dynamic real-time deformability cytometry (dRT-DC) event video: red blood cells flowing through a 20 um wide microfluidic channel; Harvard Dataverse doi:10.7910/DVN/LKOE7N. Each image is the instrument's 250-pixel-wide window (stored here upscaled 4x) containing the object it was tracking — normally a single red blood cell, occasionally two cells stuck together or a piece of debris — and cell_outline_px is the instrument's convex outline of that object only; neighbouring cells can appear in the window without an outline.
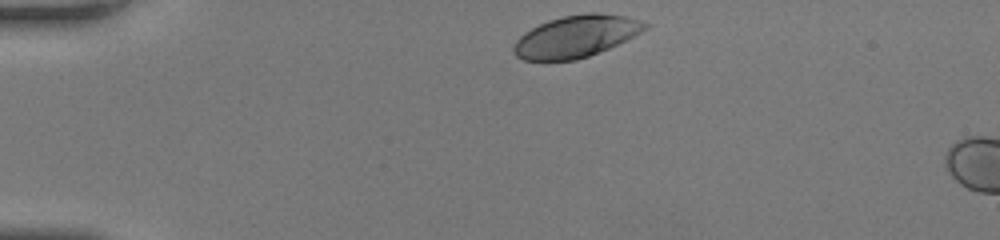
{"species": "human", "species_latin": "Homo sapiens", "temperature_condition": "room temperature", "stored_images_in_passage": 5, "camera_frame_rate_fps": 3000, "um_per_image_px": 0.085, "donor": {"sex": "female"}, "frame": {"image": 1, "passage_image": 1, "time_ms": 0.0, "image_size_px": [1000, 240], "cell_outline_px": [[652, 24], [648, 28], [608, 48], [588, 56], [576, 60], [524, 60], [516, 56], [512, 52], [512, 48], [516, 40], [524, 32], [548, 20], [564, 16], [588, 12], [596, 12], [624, 16], [640, 20]], "centroid_in_image_um": [48.94, 3.08], "position_along_channel_um": 36.1, "area_um2": 31.85}}